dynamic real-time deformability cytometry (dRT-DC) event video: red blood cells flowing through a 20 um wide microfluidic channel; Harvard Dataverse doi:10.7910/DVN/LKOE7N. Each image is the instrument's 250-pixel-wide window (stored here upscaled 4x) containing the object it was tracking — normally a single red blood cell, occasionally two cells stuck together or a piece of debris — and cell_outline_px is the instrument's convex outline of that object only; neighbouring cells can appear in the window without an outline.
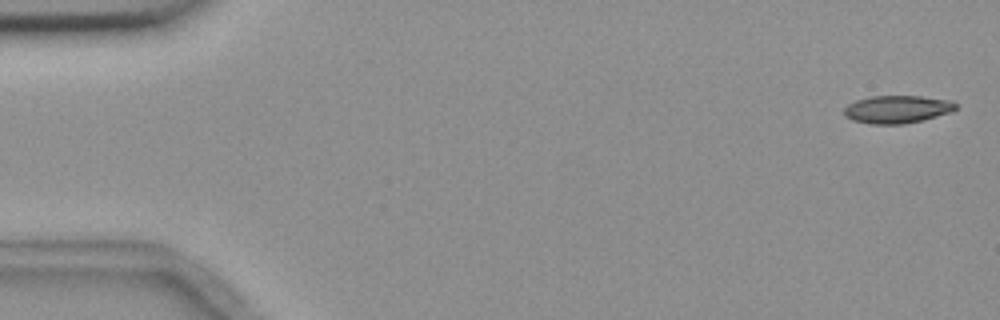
{"species": "common noctule bat (a hibernating species)", "species_latin": "Nyctalus noctula", "temperature_condition": "room temperature", "stored_images_in_passage": 5, "camera_frame_rate_fps": 3000, "um_per_image_px": 0.085, "animal": {"sex": "female", "body_mass_g": 18.4}, "frame": {"image": 1, "passage_image": 1, "time_ms": 0.0, "image_size_px": [1000, 320], "cell_outline_px": [[956, 108], [952, 112], [924, 120], [904, 124], [872, 124], [852, 120], [844, 116], [844, 108], [848, 104], [856, 100], [872, 96], [920, 96], [952, 100], [956, 104]], "centroid_in_image_um": [76.27, 9.29], "position_along_channel_um": 8.7, "area_um2": 18.21}}